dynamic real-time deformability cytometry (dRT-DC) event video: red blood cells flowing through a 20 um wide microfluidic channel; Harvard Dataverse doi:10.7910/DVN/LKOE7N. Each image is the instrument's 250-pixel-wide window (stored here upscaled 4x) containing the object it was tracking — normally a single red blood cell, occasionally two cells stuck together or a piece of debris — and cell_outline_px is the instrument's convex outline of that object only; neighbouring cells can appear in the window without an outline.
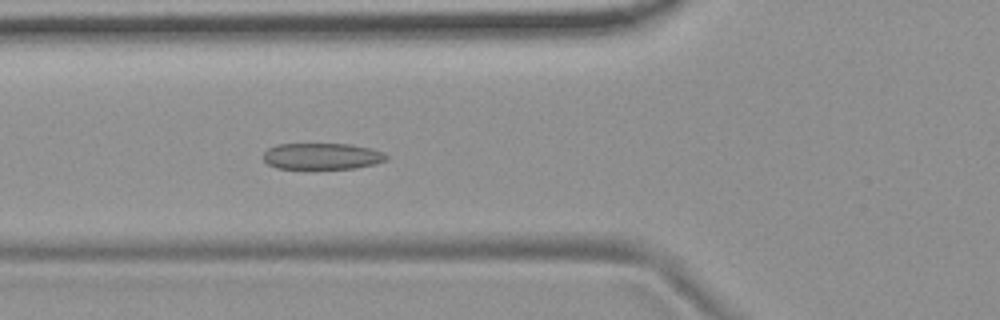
{"species": "common noctule bat (a hibernating species)", "species_latin": "Nyctalus noctula", "temperature_condition": "room temperature", "stored_images_in_passage": 53, "camera_frame_rate_fps": 3000, "um_per_image_px": 0.085, "animal": {"sex": "female", "body_mass_g": 19.9}, "frame": {"image": 1, "passage_image": 19, "time_ms": 6.0, "image_size_px": [1000, 320], "cell_outline_px": [[388, 156], [384, 160], [372, 164], [356, 168], [276, 168], [268, 164], [264, 160], [264, 152], [268, 148], [276, 144], [348, 144], [372, 148], [384, 152]], "centroid_in_image_um": [27.35, 13.27], "position_along_channel_um": 98.4, "area_um2": 18.73}}
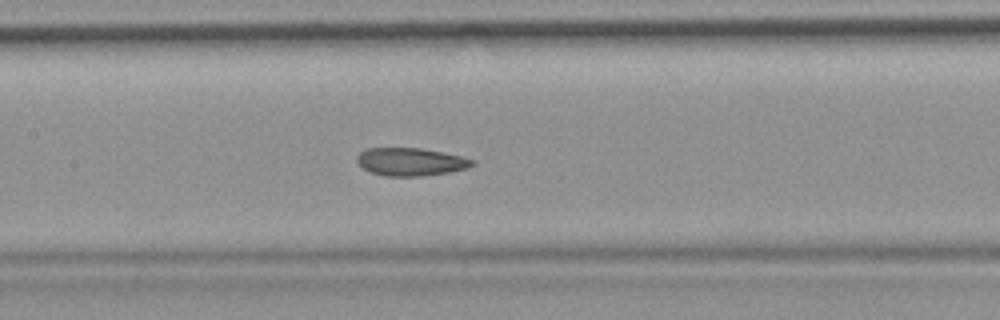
{"frame": {"image": 2, "passage_image": 25, "time_ms": 8.0, "image_size_px": [1000, 320], "cell_outline_px": [[476, 164], [468, 168], [448, 172], [420, 176], [384, 176], [372, 172], [364, 168], [356, 160], [356, 156], [360, 152], [368, 148], [420, 148], [460, 156], [476, 160]], "centroid_in_image_um": [34.92, 13.75], "position_along_channel_um": 172.5, "area_um2": 18.61}}
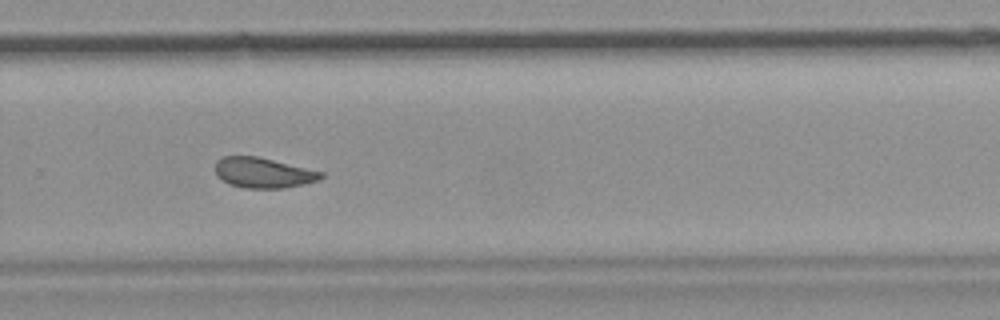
{"frame": {"image": 3, "passage_image": 36, "time_ms": 11.667, "image_size_px": [1000, 320], "cell_outline_px": [[324, 176], [320, 180], [304, 184], [284, 188], [244, 188], [228, 184], [216, 176], [216, 160], [224, 156], [256, 156], [324, 172]], "centroid_in_image_um": [22.37, 14.69], "position_along_channel_um": 307.4, "area_um2": 18.73}, "authors_computed_cell_mechanics": {"area_um2": 19.5364, "velocity_mm_per_s": 3.6907, "shape_relaxation_time_tau1_ms": null, "shape_relaxation_time_tau2_ms": 3.3895, "deformation_change_tau1": null, "deformation_change_tau2": 0.0834}}